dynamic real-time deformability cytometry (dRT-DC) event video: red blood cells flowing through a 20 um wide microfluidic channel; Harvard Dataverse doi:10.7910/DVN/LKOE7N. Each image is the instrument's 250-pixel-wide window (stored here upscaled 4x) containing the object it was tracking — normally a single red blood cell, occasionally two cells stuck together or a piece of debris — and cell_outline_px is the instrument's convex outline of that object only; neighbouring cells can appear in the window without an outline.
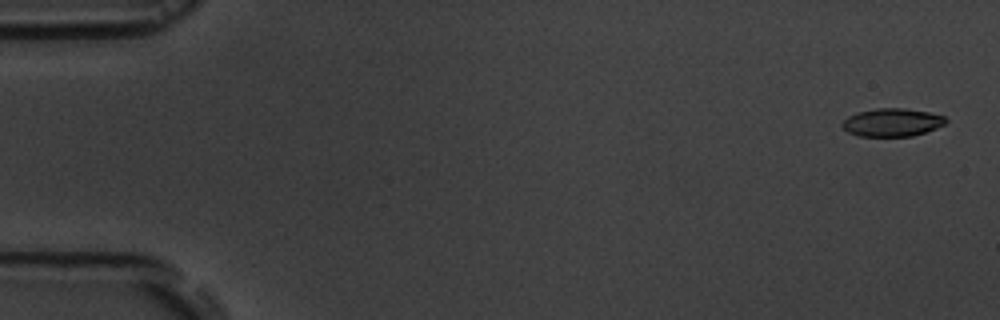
{"species": "common noctule bat (a hibernating species)", "species_latin": "Nyctalus noctula", "temperature_condition": "room temperature", "stored_images_in_passage": 5, "segment_of_instrument_passage": [1, 2], "camera_frame_rate_fps": 3000, "um_per_image_px": 0.085, "animal": {"sex": "male", "body_mass_g": 19.5, "forearm_length_mm": 54.6}, "frame": {"image": 1, "passage_image": 1, "time_ms": 0.0, "image_size_px": [1000, 320], "cell_outline_px": [[948, 120], [944, 124], [936, 128], [912, 136], [860, 136], [848, 132], [840, 124], [848, 116], [860, 112], [876, 108], [904, 108], [928, 112], [944, 116]], "centroid_in_image_um": [75.83, 10.4], "position_along_channel_um": 9.2, "area_um2": 16.76}}